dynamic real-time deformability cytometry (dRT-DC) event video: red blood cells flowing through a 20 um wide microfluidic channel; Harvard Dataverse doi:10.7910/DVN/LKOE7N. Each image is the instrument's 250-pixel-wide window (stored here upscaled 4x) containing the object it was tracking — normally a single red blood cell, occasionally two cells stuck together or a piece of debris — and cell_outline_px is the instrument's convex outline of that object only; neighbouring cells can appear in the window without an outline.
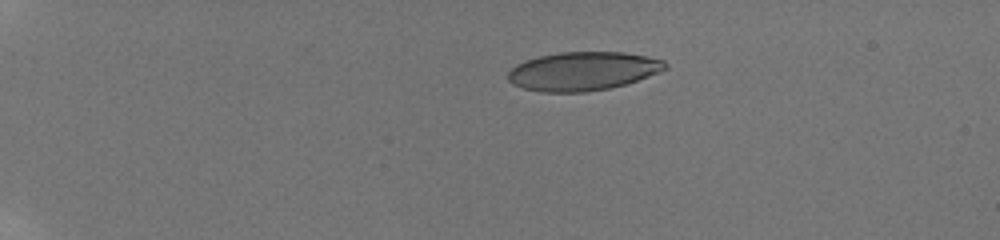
{"species": "human", "species_latin": "Homo sapiens", "temperature_condition": "room temperature", "stored_images_in_passage": 8, "camera_frame_rate_fps": 3000, "um_per_image_px": 0.085, "donor": {"sex": "male"}, "frame": {"image": 1, "passage_image": 1, "time_ms": 0.0, "image_size_px": [1000, 240], "cell_outline_px": [[668, 68], [648, 76], [624, 84], [608, 88], [584, 92], [544, 92], [524, 88], [512, 84], [508, 80], [508, 72], [516, 64], [524, 60], [540, 56], [560, 52], [624, 52], [648, 56], [664, 60], [668, 64]], "centroid_in_image_um": [49.54, 6.04], "position_along_channel_um": 35.5, "area_um2": 35.32}}
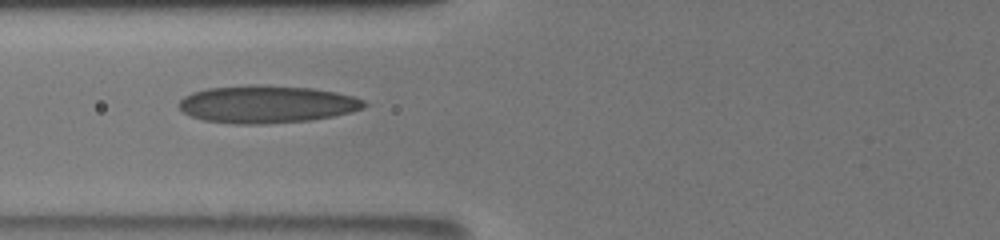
{"frame": {"image": 2, "passage_image": 6, "time_ms": 4.333, "image_size_px": [1000, 240], "cell_outline_px": [[368, 104], [364, 108], [352, 112], [312, 120], [264, 124], [236, 124], [204, 120], [192, 116], [184, 112], [176, 104], [184, 96], [192, 92], [208, 88], [248, 84], [260, 84], [312, 88], [336, 92], [352, 96], [364, 100]], "centroid_in_image_um": [22.68, 8.85], "position_along_channel_um": 103.1, "area_um2": 40.81}}
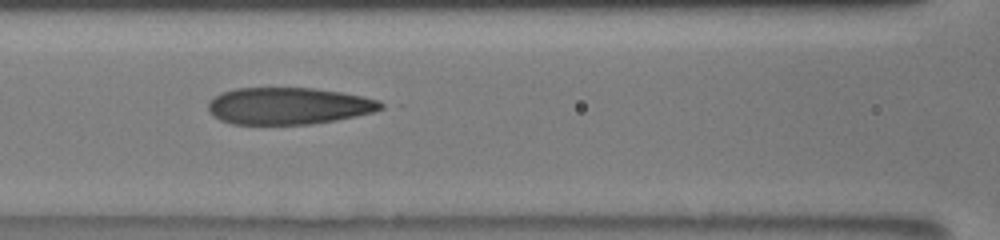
{"frame": {"image": 3, "passage_image": 7, "time_ms": 5.333, "image_size_px": [1000, 240], "cell_outline_px": [[388, 104], [384, 108], [372, 112], [356, 116], [336, 120], [308, 124], [232, 124], [220, 120], [212, 116], [208, 108], [208, 104], [220, 92], [236, 88], [312, 88], [340, 92], [380, 100]], "centroid_in_image_um": [24.54, 9.0], "position_along_channel_um": 142.1, "area_um2": 37.17}}